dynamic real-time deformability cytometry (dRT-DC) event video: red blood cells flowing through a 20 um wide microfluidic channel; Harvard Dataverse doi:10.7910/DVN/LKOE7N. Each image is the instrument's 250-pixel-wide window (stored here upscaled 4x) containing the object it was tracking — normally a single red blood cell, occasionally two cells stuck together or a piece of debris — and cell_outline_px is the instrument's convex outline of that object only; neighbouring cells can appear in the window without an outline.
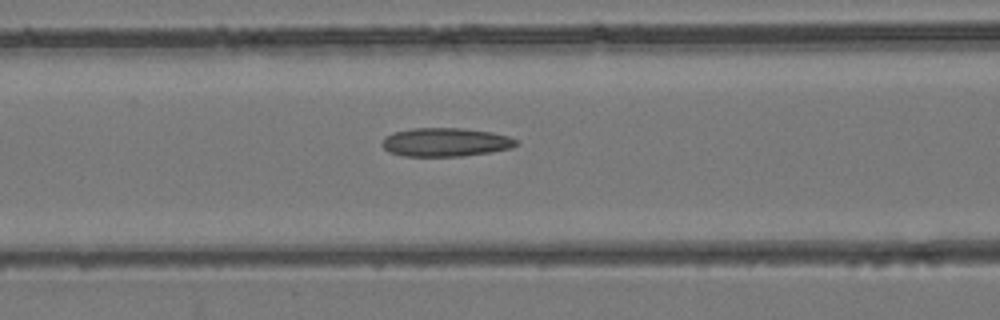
{"species": "common noctule bat (a hibernating species)", "species_latin": "Nyctalus noctula", "temperature_condition": "room temperature", "stored_images_in_passage": 44, "camera_frame_rate_fps": 3000, "um_per_image_px": 0.085, "animal": {"sex": "female", "body_mass_g": 24.6, "forearm_length_mm": 56.2}, "frame": {"image": 1, "passage_image": 18, "time_ms": 5.667, "image_size_px": [1000, 320], "cell_outline_px": [[520, 144], [512, 148], [492, 152], [460, 156], [404, 156], [388, 152], [380, 144], [384, 136], [392, 132], [412, 128], [464, 128], [492, 132], [508, 136], [520, 140]], "centroid_in_image_um": [37.88, 12.08], "position_along_channel_um": 128.7, "area_um2": 22.77}}
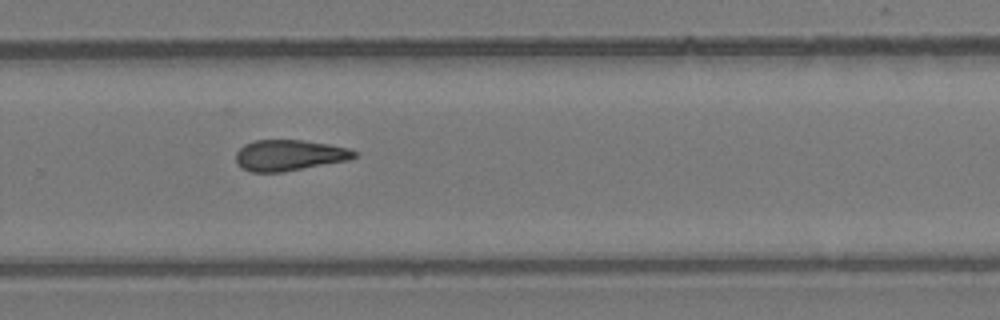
{"frame": {"image": 2, "passage_image": 29, "time_ms": 9.333, "image_size_px": [1000, 320], "cell_outline_px": [[356, 156], [348, 160], [284, 172], [252, 172], [240, 168], [236, 164], [236, 152], [244, 144], [252, 140], [304, 140], [328, 144], [348, 148], [356, 152]], "centroid_in_image_um": [24.53, 13.2], "position_along_channel_um": 305.3, "area_um2": 21.44}}
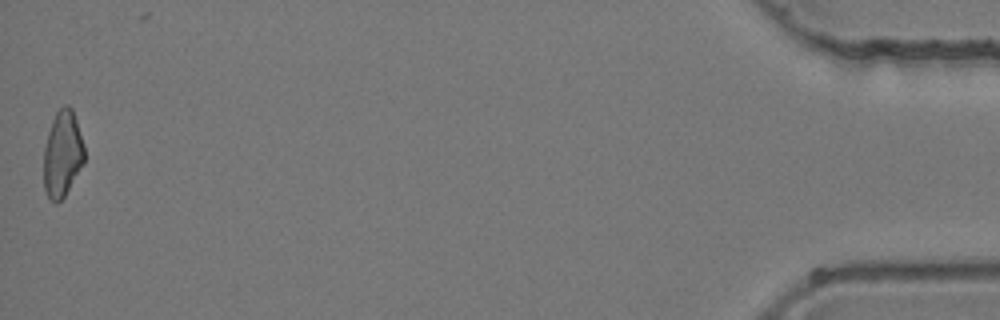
{"frame": {"image": 3, "passage_image": 43, "time_ms": 14.0, "image_size_px": [1000, 320], "cell_outline_px": [[84, 164], [64, 196], [56, 204], [48, 196], [44, 188], [44, 148], [48, 132], [52, 120], [56, 112], [64, 104], [68, 104], [72, 108], [84, 144]], "centroid_in_image_um": [5.32, 13.06], "position_along_channel_um": 429.9, "area_um2": 20.4}}